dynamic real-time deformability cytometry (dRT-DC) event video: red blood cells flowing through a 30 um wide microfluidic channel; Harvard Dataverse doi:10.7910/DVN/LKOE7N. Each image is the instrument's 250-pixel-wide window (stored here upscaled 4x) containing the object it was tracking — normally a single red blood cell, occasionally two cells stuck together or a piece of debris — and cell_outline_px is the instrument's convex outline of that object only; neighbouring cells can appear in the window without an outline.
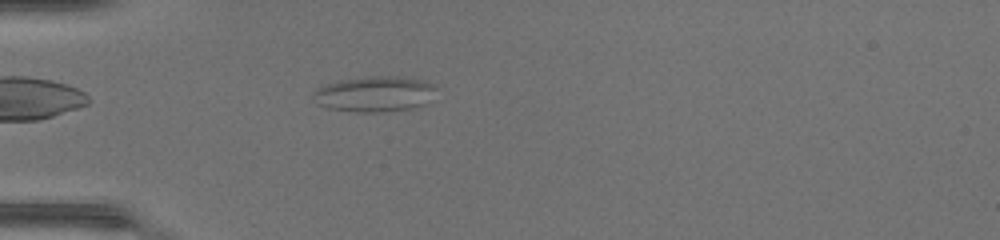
{"species": "common noctule bat (a hibernating species)", "species_latin": "Nyctalus noctula", "temperature_condition": "warm", "stored_images_in_passage": 38, "camera_frame_rate_fps": 3000, "um_per_image_px": 0.085, "animal": {"sex": "female", "body_mass_g": 17.0, "forearm_length_mm": 48.0}, "frame": {"image": 1, "passage_image": 5, "time_ms": 1.333, "image_size_px": [1000, 240], "cell_outline_px": [[436, 88], [424, 104], [416, 108], [384, 112], [356, 112], [328, 108], [316, 104], [312, 100], [312, 92], [316, 88], [324, 84], [340, 80], [368, 76], [396, 76], [420, 80], [436, 84]], "centroid_in_image_um": [31.77, 7.99], "position_along_channel_um": 53.2, "area_um2": 25.72}}
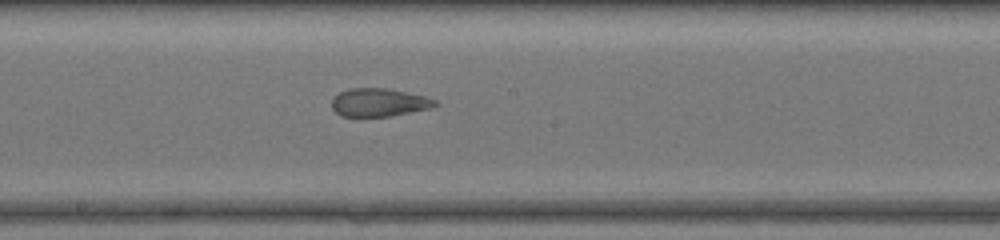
{"frame": {"image": 2, "passage_image": 17, "time_ms": 5.333, "image_size_px": [1000, 240], "cell_outline_px": [[440, 104], [432, 108], [388, 116], [340, 116], [332, 108], [332, 96], [348, 88], [388, 88], [424, 96], [436, 100]], "centroid_in_image_um": [32.2, 8.7], "position_along_channel_um": 216.0, "area_um2": 16.99}}
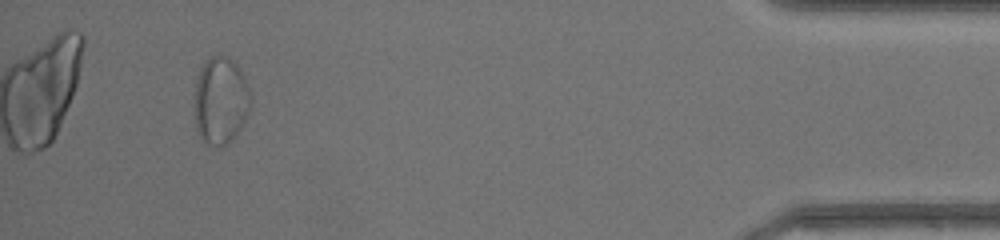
{"frame": {"image": 3, "passage_image": 35, "time_ms": 11.333, "image_size_px": [1000, 240], "cell_outline_px": [[252, 96], [248, 112], [236, 136], [224, 144], [208, 144], [200, 136], [196, 128], [196, 80], [200, 68], [204, 60], [212, 56], [228, 56], [236, 64]], "centroid_in_image_um": [18.75, 8.51], "position_along_channel_um": 416.4, "area_um2": 27.92}, "authors_computed_cell_mechanics": {"area_um2": 20.6924, "velocity_mm_per_s": 4.3992, "shape_relaxation_time_tau1_ms": null, "shape_relaxation_time_tau2_ms": 1.1137, "deformation_change_tau1": null, "deformation_change_tau2": 0.0838}}